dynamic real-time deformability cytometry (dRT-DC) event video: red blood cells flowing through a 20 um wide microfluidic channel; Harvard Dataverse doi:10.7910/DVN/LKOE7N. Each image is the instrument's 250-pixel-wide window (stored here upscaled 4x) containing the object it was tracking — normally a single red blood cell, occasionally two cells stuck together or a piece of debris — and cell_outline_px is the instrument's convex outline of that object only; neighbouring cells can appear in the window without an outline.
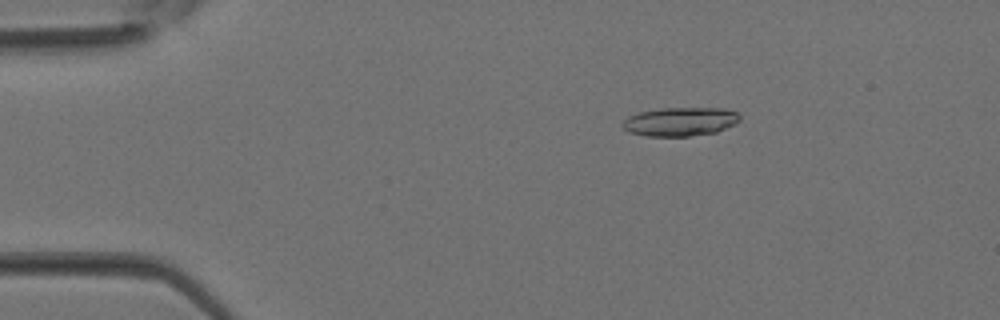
{"species": "Egyptian fruit bat (a non-hibernating species)", "species_latin": "Rousettus aegyptiacus", "temperature_condition": "room temperature", "stored_images_in_passage": 38, "camera_frame_rate_fps": 3000, "um_per_image_px": 0.085, "animal": {"sex": "female"}, "frame": {"image": 1, "passage_image": 7, "time_ms": 2.0, "image_size_px": [1000, 320], "cell_outline_px": [[740, 120], [736, 124], [716, 132], [688, 136], [648, 136], [628, 132], [620, 124], [628, 116], [636, 112], [660, 108], [724, 108], [736, 112], [740, 116]], "centroid_in_image_um": [57.8, 10.33], "position_along_channel_um": 27.2, "area_um2": 19.83}}
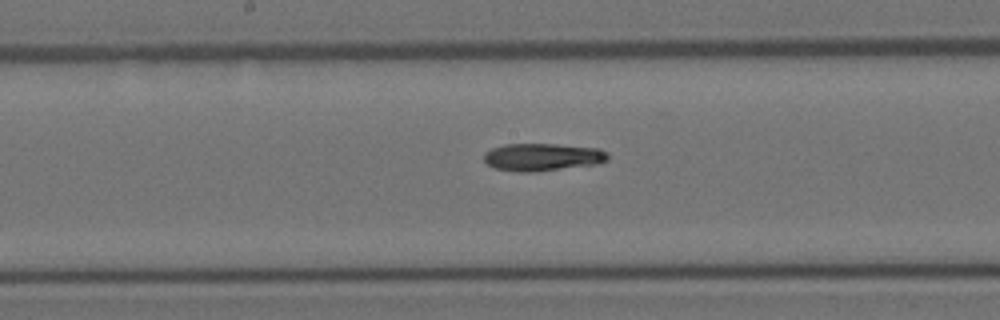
{"frame": {"image": 2, "passage_image": 20, "time_ms": 6.333, "image_size_px": [1000, 320], "cell_outline_px": [[608, 160], [596, 164], [536, 172], [520, 172], [496, 168], [488, 164], [484, 160], [484, 152], [492, 148], [504, 144], [552, 144], [596, 148], [608, 152]], "centroid_in_image_um": [46.1, 13.35], "position_along_channel_um": 202.1, "area_um2": 19.83}}
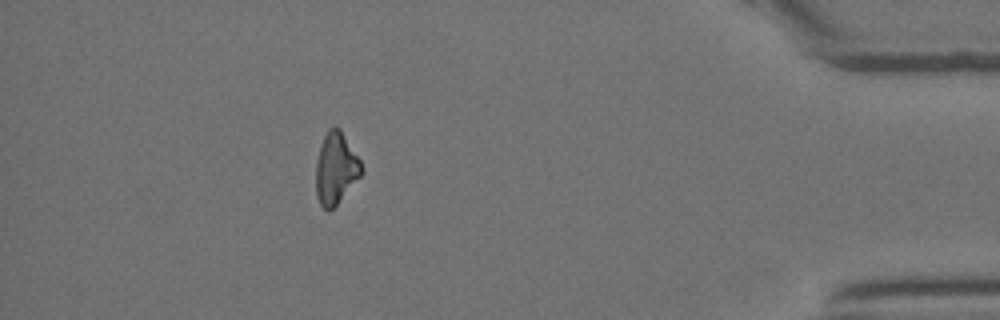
{"frame": {"image": 3, "passage_image": 34, "time_ms": 11.0, "image_size_px": [1000, 320], "cell_outline_px": [[360, 176], [336, 204], [328, 212], [320, 204], [316, 196], [316, 160], [324, 136], [328, 128], [336, 124], [340, 128], [360, 160]], "centroid_in_image_um": [28.51, 14.28], "position_along_channel_um": 406.7, "area_um2": 18.67}}